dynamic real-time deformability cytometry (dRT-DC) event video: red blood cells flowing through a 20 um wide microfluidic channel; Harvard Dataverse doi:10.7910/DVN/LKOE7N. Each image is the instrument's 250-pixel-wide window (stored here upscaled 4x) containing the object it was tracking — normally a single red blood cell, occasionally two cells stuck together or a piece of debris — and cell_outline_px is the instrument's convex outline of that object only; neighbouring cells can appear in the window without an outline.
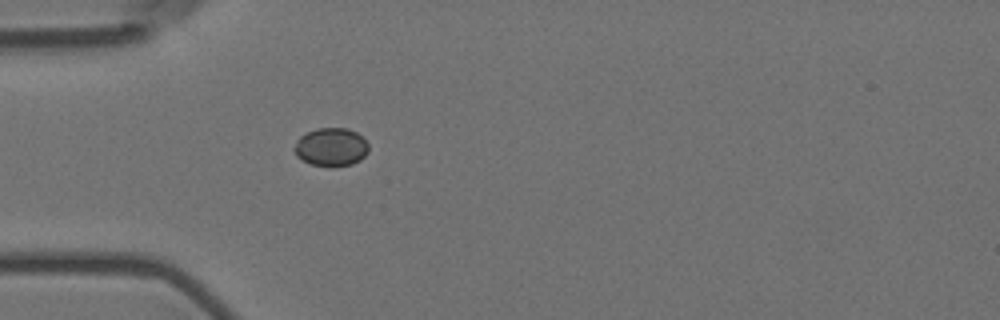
{"species": "Egyptian fruit bat (a non-hibernating species)", "species_latin": "Rousettus aegyptiacus", "temperature_condition": "room temperature", "stored_images_in_passage": 1, "camera_frame_rate_fps": 3000, "um_per_image_px": 0.085, "animal": {"sex": "female"}, "frame": {"image": 1, "passage_image": 1, "time_ms": 0.0, "image_size_px": [1000, 320], "cell_outline_px": [[368, 152], [360, 160], [352, 164], [312, 164], [296, 156], [292, 148], [296, 140], [300, 136], [316, 128], [348, 128], [356, 132], [368, 144]], "centroid_in_image_um": [28.12, 12.46], "position_along_channel_um": 56.9, "area_um2": 16.18}}